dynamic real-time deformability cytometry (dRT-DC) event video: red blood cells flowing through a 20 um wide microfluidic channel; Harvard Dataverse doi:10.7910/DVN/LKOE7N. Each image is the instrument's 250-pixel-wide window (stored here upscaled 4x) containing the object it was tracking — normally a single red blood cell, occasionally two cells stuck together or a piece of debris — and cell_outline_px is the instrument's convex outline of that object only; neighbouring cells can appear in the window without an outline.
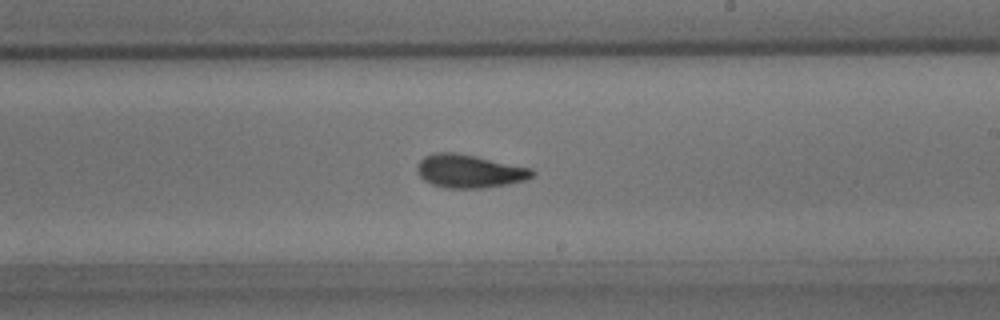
{"species": "common noctule bat (a hibernating species)", "species_latin": "Nyctalus noctula", "temperature_condition": "room temperature", "stored_images_in_passage": 43, "camera_frame_rate_fps": 3000, "um_per_image_px": 0.085, "animal": {"sex": "male", "body_mass_g": 15.6}, "frame": {"image": 1, "passage_image": 31, "time_ms": 10.0, "image_size_px": [1000, 320], "cell_outline_px": [[536, 172], [532, 176], [524, 180], [508, 184], [480, 188], [444, 188], [432, 184], [424, 180], [416, 172], [416, 168], [420, 160], [424, 156], [436, 152], [456, 152], [476, 156], [532, 168]], "centroid_in_image_um": [39.87, 14.54], "position_along_channel_um": 249.1, "area_um2": 22.37}}